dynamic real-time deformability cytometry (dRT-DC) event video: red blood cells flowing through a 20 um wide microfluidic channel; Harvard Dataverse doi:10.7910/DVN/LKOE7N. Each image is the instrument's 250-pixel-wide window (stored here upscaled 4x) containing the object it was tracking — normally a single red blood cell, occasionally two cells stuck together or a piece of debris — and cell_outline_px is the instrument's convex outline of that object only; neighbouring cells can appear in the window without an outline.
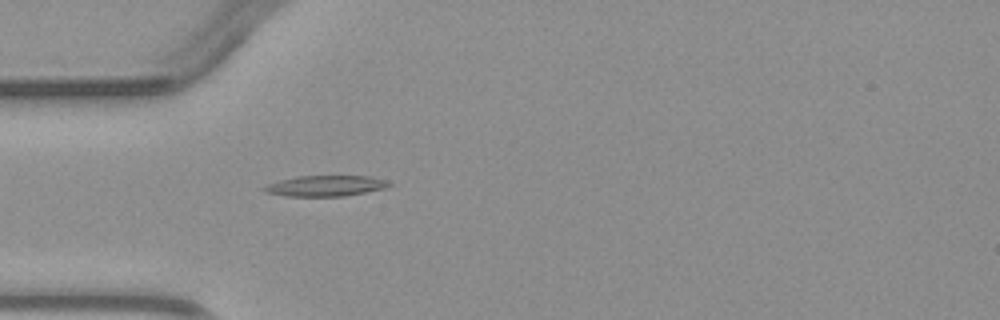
{"species": "common noctule bat (a hibernating species)", "species_latin": "Nyctalus noctula", "temperature_condition": "warm", "stored_images_in_passage": 1, "camera_frame_rate_fps": 3000, "um_per_image_px": 0.085, "animal": {"sex": "male", "body_mass_g": 23.1, "forearm_length_mm": 52.7}, "frame": {"image": 1, "passage_image": 1, "time_ms": 0.0, "image_size_px": [1000, 320], "cell_outline_px": [[392, 184], [384, 188], [344, 196], [288, 196], [264, 192], [260, 188], [268, 184], [280, 180], [296, 176], [372, 176], [384, 180]], "centroid_in_image_um": [27.62, 15.79], "position_along_channel_um": 57.4, "area_um2": 14.97}}